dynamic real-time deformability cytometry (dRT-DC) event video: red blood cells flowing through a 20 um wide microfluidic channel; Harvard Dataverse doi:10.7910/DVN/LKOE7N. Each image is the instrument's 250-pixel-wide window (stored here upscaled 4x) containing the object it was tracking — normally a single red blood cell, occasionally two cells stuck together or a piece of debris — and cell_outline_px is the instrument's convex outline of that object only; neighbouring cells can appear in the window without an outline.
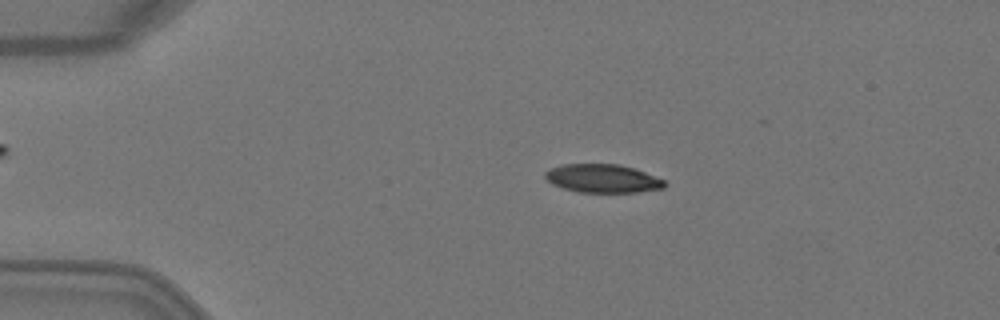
{"species": "Egyptian fruit bat (a non-hibernating species)", "species_latin": "Rousettus aegyptiacus", "temperature_condition": "warm", "stored_images_in_passage": 3, "camera_frame_rate_fps": 3000, "um_per_image_px": 0.085, "animal": {"sex": "female"}, "frame": {"image": 1, "passage_image": 2, "time_ms": 0.333, "image_size_px": [1000, 320], "cell_outline_px": [[668, 184], [664, 188], [636, 192], [580, 192], [564, 188], [552, 184], [544, 176], [544, 172], [552, 168], [564, 164], [620, 164], [644, 172], [664, 180]], "centroid_in_image_um": [51.23, 15.17], "position_along_channel_um": 33.8, "area_um2": 19.59}}